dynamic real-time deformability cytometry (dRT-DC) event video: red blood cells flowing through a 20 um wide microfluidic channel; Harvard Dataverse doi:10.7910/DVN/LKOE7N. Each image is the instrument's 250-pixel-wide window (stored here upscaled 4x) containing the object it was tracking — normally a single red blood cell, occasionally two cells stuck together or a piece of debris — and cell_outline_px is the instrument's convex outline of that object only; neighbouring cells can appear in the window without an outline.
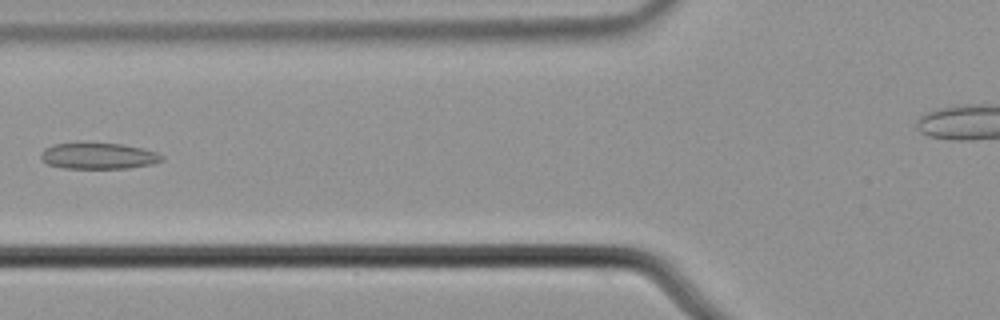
{"species": "common noctule bat (a hibernating species)", "species_latin": "Nyctalus noctula", "temperature_condition": "cold", "stored_images_in_passage": 4, "camera_frame_rate_fps": 3000, "um_per_image_px": 0.085, "animal": {"sex": "male", "body_mass_g": 21.5, "forearm_length_mm": 52.0}, "frame": {"image": 1, "passage_image": 4, "time_ms": 1.0, "image_size_px": [1000, 320], "cell_outline_px": [[164, 160], [152, 164], [128, 168], [64, 168], [48, 164], [40, 156], [40, 152], [44, 148], [52, 144], [120, 144], [140, 148], [156, 152], [164, 156]], "centroid_in_image_um": [8.37, 13.27], "position_along_channel_um": 117.4, "area_um2": 18.09}}